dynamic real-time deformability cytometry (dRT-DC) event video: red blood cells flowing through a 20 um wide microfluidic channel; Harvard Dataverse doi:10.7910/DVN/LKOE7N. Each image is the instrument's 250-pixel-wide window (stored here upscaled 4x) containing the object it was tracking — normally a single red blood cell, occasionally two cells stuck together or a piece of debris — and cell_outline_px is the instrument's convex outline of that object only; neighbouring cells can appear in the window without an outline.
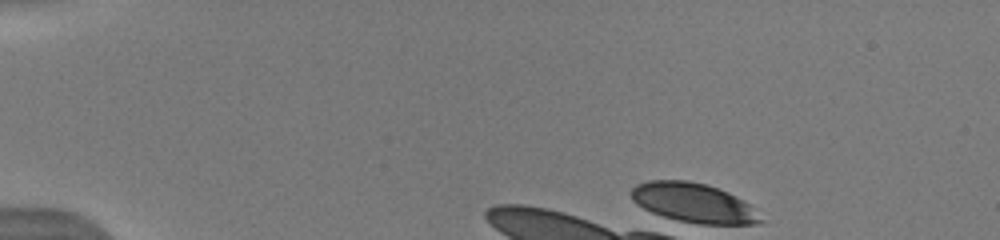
{"species": "human", "species_latin": "Homo sapiens", "temperature_condition": "warm", "stored_images_in_passage": 1, "camera_frame_rate_fps": 3000, "um_per_image_px": 0.085, "donor": {"sex": "male"}, "frame": {"image": 1, "passage_image": 1, "time_ms": 0.0, "image_size_px": [1000, 240], "cell_outline_px": [[764, 220], [760, 224], [700, 224], [672, 220], [652, 212], [636, 204], [632, 200], [632, 188], [636, 184], [648, 180], [688, 180], [704, 184], [728, 192], [744, 200]], "centroid_in_image_um": [58.94, 17.25], "position_along_channel_um": 26.1, "area_um2": 29.71}}